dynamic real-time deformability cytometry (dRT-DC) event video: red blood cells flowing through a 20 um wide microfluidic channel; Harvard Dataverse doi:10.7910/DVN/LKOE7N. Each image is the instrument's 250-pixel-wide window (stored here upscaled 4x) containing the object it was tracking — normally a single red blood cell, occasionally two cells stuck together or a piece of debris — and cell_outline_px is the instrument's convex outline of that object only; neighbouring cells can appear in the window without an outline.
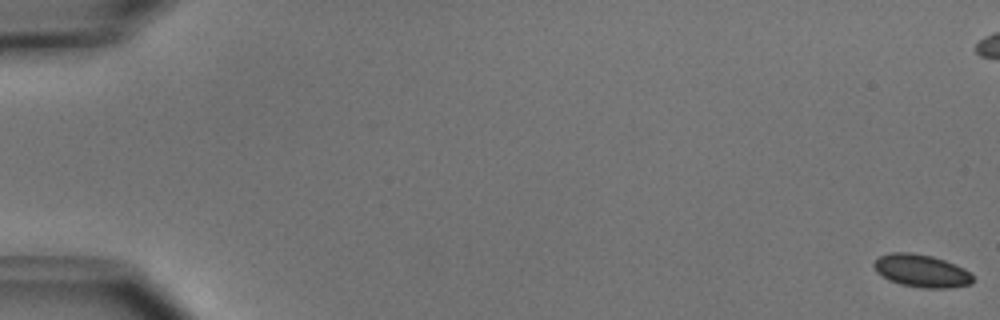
{"species": "common noctule bat (a hibernating species)", "species_latin": "Nyctalus noctula", "temperature_condition": "cold", "stored_images_in_passage": 56, "camera_frame_rate_fps": 3000, "um_per_image_px": 0.085, "animal": {"sex": "male", "body_mass_g": 15.6}, "frame": {"image": 1, "passage_image": 1, "time_ms": 0.0, "image_size_px": [1000, 320], "cell_outline_px": [[972, 280], [968, 284], [948, 288], [920, 288], [900, 284], [888, 280], [876, 272], [872, 264], [880, 256], [892, 252], [912, 252], [932, 256], [944, 260], [964, 268], [972, 276]], "centroid_in_image_um": [78.27, 23.02], "position_along_channel_um": 6.7, "area_um2": 18.79}}
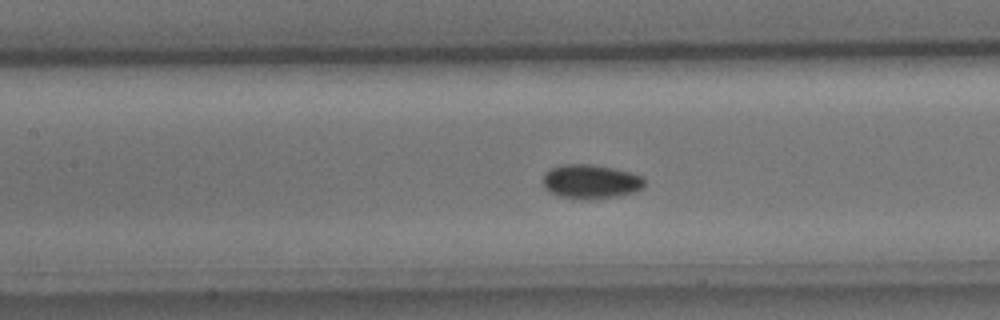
{"frame": {"image": 2, "passage_image": 26, "time_ms": 8.333, "image_size_px": [1000, 320], "cell_outline_px": [[644, 188], [620, 196], [592, 200], [572, 200], [560, 196], [544, 188], [540, 180], [544, 172], [552, 168], [564, 164], [592, 164], [612, 168], [644, 176]], "centroid_in_image_um": [50.17, 15.46], "position_along_channel_um": 157.2, "area_um2": 20.69}}
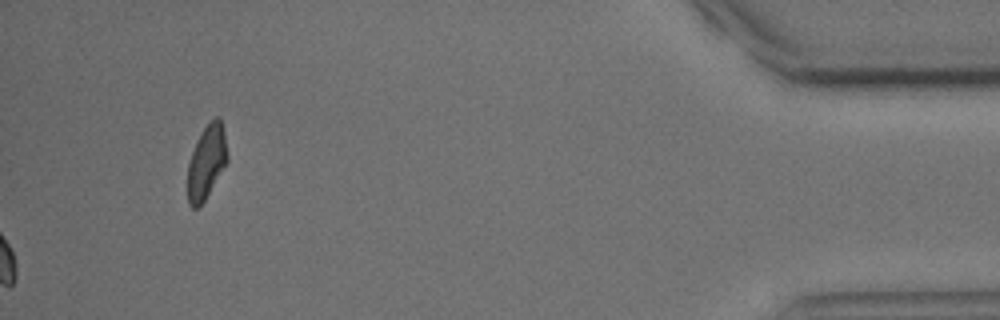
{"frame": {"image": 3, "passage_image": 56, "time_ms": 18.333, "image_size_px": [1000, 320], "cell_outline_px": [[228, 160], [200, 208], [192, 208], [188, 204], [188, 164], [196, 140], [200, 132], [216, 116], [220, 116], [224, 132], [228, 156]], "centroid_in_image_um": [17.55, 13.78], "position_along_channel_um": 417.7, "area_um2": 17.05}}